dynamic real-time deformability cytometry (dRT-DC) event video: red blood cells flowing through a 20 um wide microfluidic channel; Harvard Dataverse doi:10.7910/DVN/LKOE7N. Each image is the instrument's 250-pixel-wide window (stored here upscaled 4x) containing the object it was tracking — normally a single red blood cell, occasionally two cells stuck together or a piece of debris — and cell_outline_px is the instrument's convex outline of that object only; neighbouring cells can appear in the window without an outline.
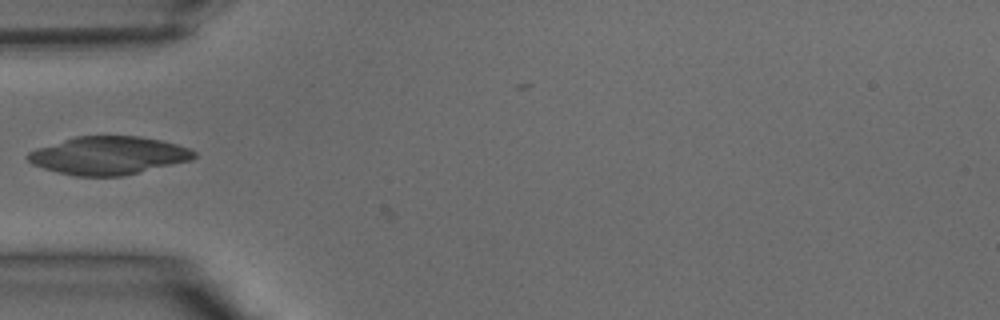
{"species": "common noctule bat (a hibernating species)", "species_latin": "Nyctalus noctula", "temperature_condition": "warm", "stored_images_in_passage": 24, "camera_frame_rate_fps": 3000, "um_per_image_px": 0.085, "animal": {"sex": "male", "body_mass_g": 15.6}, "frame": {"image": 1, "passage_image": 1, "time_ms": 0.0, "image_size_px": [1000, 320], "cell_outline_px": [[196, 156], [192, 160], [124, 176], [76, 176], [44, 168], [32, 164], [24, 156], [28, 152], [36, 148], [76, 136], [140, 136], [160, 140], [176, 144], [188, 148], [196, 152]], "centroid_in_image_um": [9.22, 13.22], "position_along_channel_um": 75.8, "area_um2": 36.82}}